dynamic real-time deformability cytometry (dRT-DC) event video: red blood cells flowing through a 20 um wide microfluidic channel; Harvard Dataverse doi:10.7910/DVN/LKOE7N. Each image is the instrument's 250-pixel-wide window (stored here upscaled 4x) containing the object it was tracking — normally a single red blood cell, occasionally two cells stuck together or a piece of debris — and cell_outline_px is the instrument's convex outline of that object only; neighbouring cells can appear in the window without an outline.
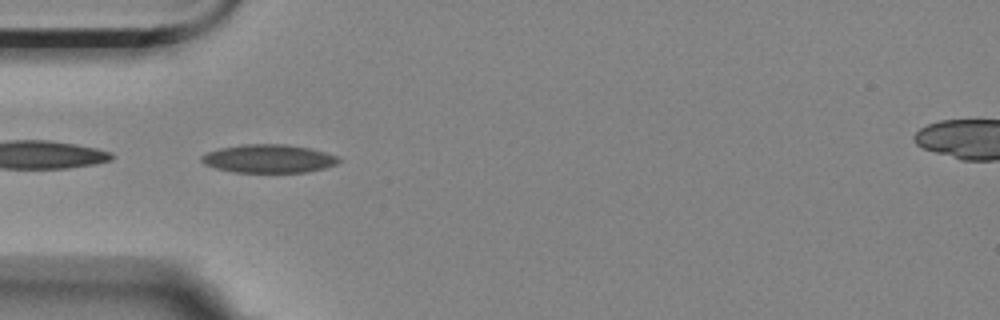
{"species": "Egyptian fruit bat (a non-hibernating species)", "species_latin": "Rousettus aegyptiacus", "temperature_condition": "room temperature", "stored_images_in_passage": 41, "camera_frame_rate_fps": 3000, "um_per_image_px": 0.085, "animal": {"sex": "female"}, "frame": {"image": 1, "passage_image": 1, "time_ms": 0.0, "image_size_px": [1000, 320], "cell_outline_px": [[340, 160], [336, 164], [324, 168], [304, 172], [232, 172], [216, 168], [204, 164], [200, 160], [200, 156], [208, 152], [220, 148], [240, 144], [284, 144], [308, 148], [340, 156]], "centroid_in_image_um": [22.81, 13.48], "position_along_channel_um": 62.2, "area_um2": 22.6}}
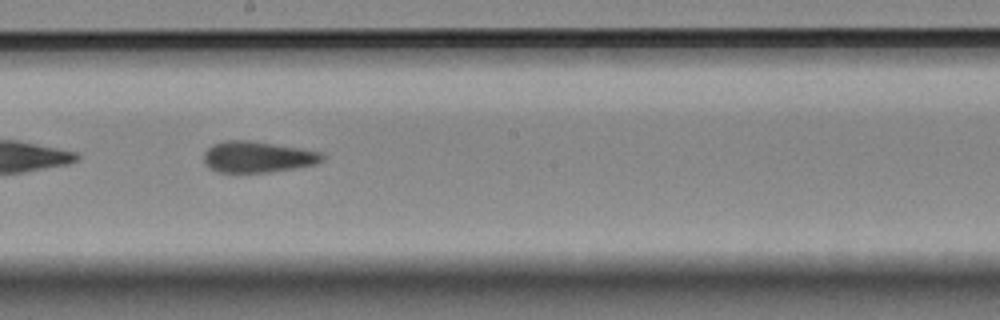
{"frame": {"image": 2, "passage_image": 15, "time_ms": 4.667, "image_size_px": [1000, 320], "cell_outline_px": [[324, 160], [316, 164], [296, 168], [268, 172], [220, 172], [208, 168], [204, 164], [204, 152], [212, 144], [224, 140], [248, 140], [300, 148], [324, 152]], "centroid_in_image_um": [21.9, 13.33], "position_along_channel_um": 226.3, "area_um2": 21.68}}
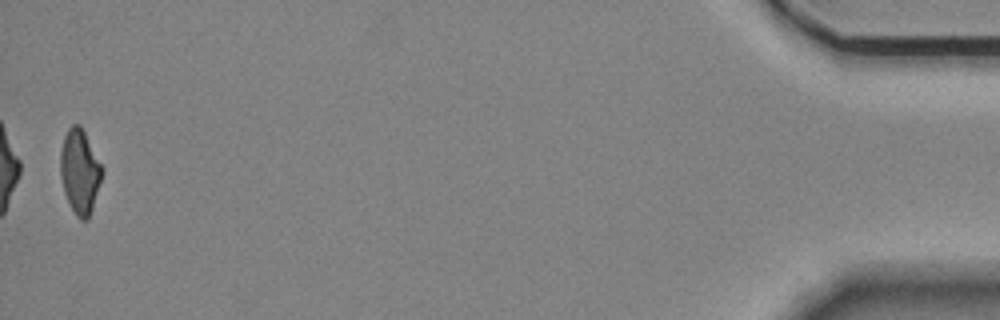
{"frame": {"image": 3, "passage_image": 40, "time_ms": 13.0, "image_size_px": [1000, 320], "cell_outline_px": [[104, 172], [88, 220], [80, 220], [76, 216], [64, 192], [60, 176], [60, 152], [64, 136], [68, 128], [72, 124], [80, 124], [104, 168]], "centroid_in_image_um": [6.79, 14.56], "position_along_channel_um": 428.4, "area_um2": 20.58}, "authors_computed_cell_mechanics": {"area_um2": 21.5016, "velocity_mm_per_s": 3.5205, "shape_relaxation_time_tau1_ms": 11.135, "shape_relaxation_time_tau2_ms": 2.7885, "deformation_change_tau1": 0.2068, "deformation_change_tau2": 0.104}}